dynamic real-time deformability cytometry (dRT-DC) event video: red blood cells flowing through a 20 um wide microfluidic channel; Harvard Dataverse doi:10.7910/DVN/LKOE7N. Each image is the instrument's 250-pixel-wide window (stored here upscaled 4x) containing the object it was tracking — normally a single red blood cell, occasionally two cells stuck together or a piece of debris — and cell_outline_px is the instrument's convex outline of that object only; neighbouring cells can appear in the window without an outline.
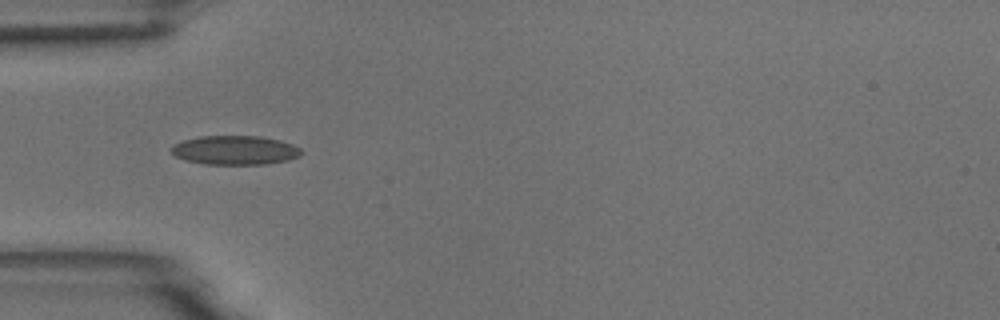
{"species": "common noctule bat (a hibernating species)", "species_latin": "Nyctalus noctula", "temperature_condition": "room temperature", "stored_images_in_passage": 10, "camera_frame_rate_fps": 3000, "um_per_image_px": 0.085, "animal": {"sex": "male", "body_mass_g": 18.8}, "frame": {"image": 1, "passage_image": 4, "time_ms": 1.0, "image_size_px": [1000, 320], "cell_outline_px": [[304, 152], [300, 156], [288, 160], [268, 164], [204, 164], [184, 160], [176, 156], [172, 152], [172, 144], [184, 140], [200, 136], [260, 136], [280, 140], [292, 144], [300, 148]], "centroid_in_image_um": [20.0, 12.77], "position_along_channel_um": 65.0, "area_um2": 22.14}}
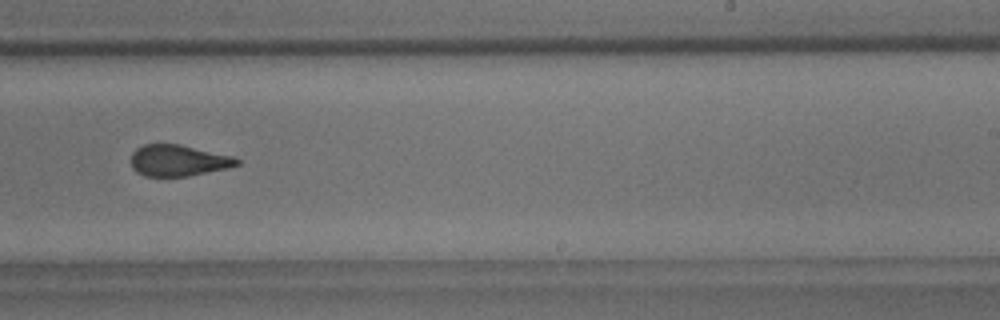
{"frame": {"image": 2, "passage_image": 9, "time_ms": 2.667, "image_size_px": [1000, 320], "cell_outline_px": [[240, 164], [228, 168], [188, 176], [144, 176], [136, 172], [132, 168], [132, 152], [136, 148], [144, 144], [180, 144], [232, 156], [240, 160]], "centroid_in_image_um": [15.14, 13.64], "position_along_channel_um": 273.9, "area_um2": 19.31}}